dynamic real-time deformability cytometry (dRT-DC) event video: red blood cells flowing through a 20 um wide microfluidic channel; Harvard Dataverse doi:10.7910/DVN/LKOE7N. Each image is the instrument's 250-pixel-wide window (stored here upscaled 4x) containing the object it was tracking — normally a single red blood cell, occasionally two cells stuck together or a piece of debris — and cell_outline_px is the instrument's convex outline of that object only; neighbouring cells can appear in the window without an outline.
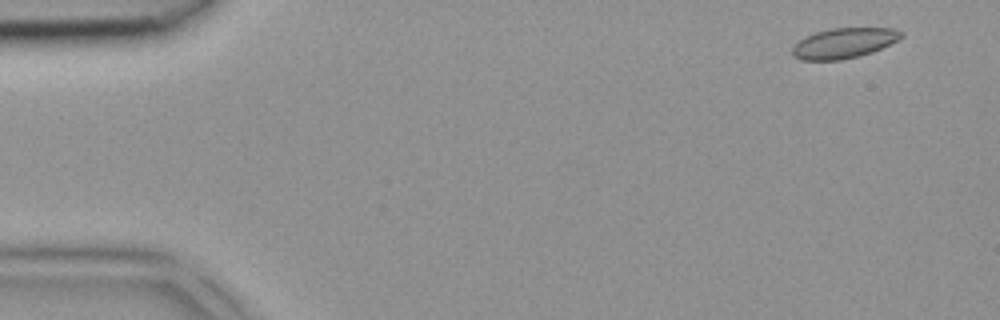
{"species": "common noctule bat (a hibernating species)", "species_latin": "Nyctalus noctula", "temperature_condition": "room temperature", "stored_images_in_passage": 4, "camera_frame_rate_fps": 3000, "um_per_image_px": 0.085, "animal": {"sex": "female", "body_mass_g": 18.4}, "frame": {"image": 1, "passage_image": 1, "time_ms": 0.0, "image_size_px": [1000, 320], "cell_outline_px": [[904, 36], [872, 52], [860, 56], [840, 60], [800, 60], [792, 56], [792, 48], [804, 36], [816, 32], [832, 28], [892, 28], [904, 32]], "centroid_in_image_um": [71.71, 3.67], "position_along_channel_um": 13.3, "area_um2": 19.13}}
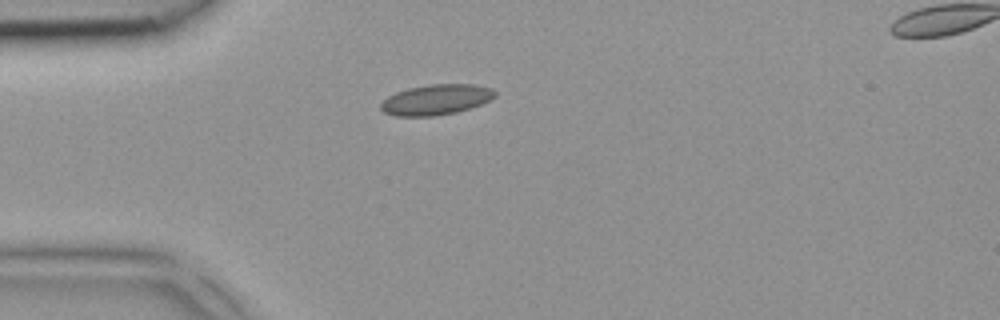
{"frame": {"image": 2, "passage_image": 3, "time_ms": 0.667, "image_size_px": [1000, 320], "cell_outline_px": [[496, 96], [480, 104], [456, 112], [432, 116], [396, 116], [384, 112], [380, 108], [380, 104], [388, 96], [396, 92], [408, 88], [432, 84], [472, 84], [492, 88], [496, 92]], "centroid_in_image_um": [37.05, 8.46], "position_along_channel_um": 48.0, "area_um2": 20.06}}